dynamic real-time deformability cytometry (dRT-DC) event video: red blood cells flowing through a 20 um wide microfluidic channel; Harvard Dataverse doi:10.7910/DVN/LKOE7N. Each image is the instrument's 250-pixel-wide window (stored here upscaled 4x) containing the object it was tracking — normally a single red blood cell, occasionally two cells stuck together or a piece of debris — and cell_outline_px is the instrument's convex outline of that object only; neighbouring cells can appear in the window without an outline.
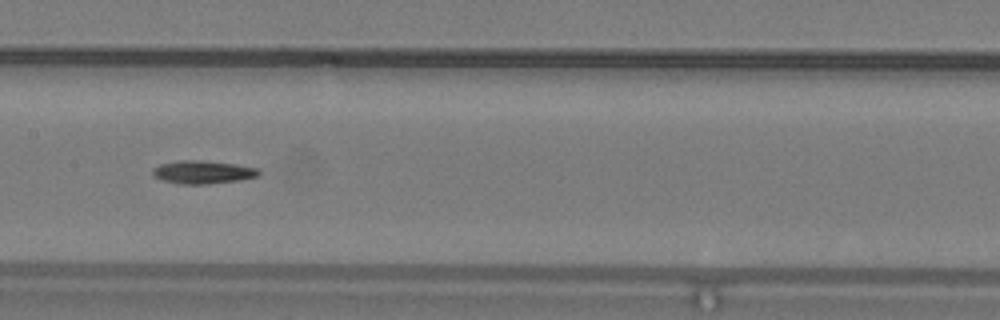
{"species": "common noctule bat (a hibernating species)", "species_latin": "Nyctalus noctula", "temperature_condition": "warm", "stored_images_in_passage": 35, "camera_frame_rate_fps": 3000, "um_per_image_px": 0.085, "animal": {"sex": "male", "body_mass_g": 19.2, "forearm_length_mm": 51.8}, "frame": {"image": 1, "passage_image": 11, "time_ms": 3.333, "image_size_px": [1000, 320], "cell_outline_px": [[260, 172], [256, 176], [240, 180], [208, 184], [180, 184], [164, 180], [152, 176], [152, 168], [160, 164], [176, 160], [200, 160], [236, 164], [256, 168]], "centroid_in_image_um": [17.18, 14.62], "position_along_channel_um": 190.2, "area_um2": 14.28}}
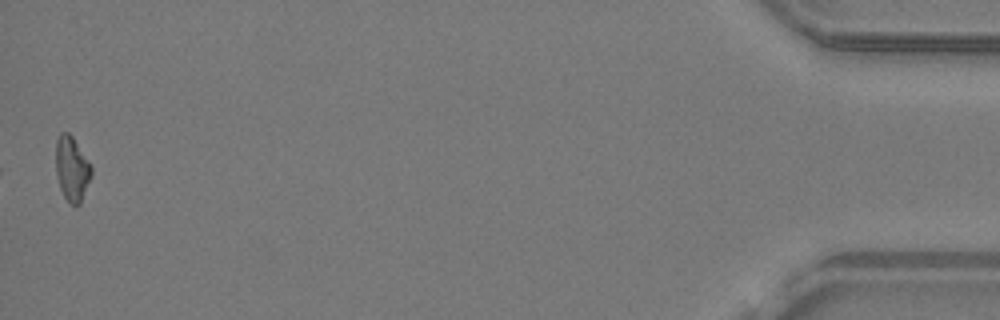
{"frame": {"image": 2, "passage_image": 35, "time_ms": 11.333, "image_size_px": [1000, 320], "cell_outline_px": [[92, 176], [80, 204], [72, 204], [64, 196], [60, 188], [56, 176], [56, 140], [60, 132], [68, 132], [72, 136], [92, 164]], "centroid_in_image_um": [6.13, 14.31], "position_along_channel_um": 429.1, "area_um2": 13.53}, "authors_computed_cell_mechanics": {"area_um2": 13.6408, "velocity_mm_per_s": 4.1766, "shape_relaxation_time_tau1_ms": 8.7036, "shape_relaxation_time_tau2_ms": null, "deformation_change_tau1": 0.229, "deformation_change_tau2": null}}